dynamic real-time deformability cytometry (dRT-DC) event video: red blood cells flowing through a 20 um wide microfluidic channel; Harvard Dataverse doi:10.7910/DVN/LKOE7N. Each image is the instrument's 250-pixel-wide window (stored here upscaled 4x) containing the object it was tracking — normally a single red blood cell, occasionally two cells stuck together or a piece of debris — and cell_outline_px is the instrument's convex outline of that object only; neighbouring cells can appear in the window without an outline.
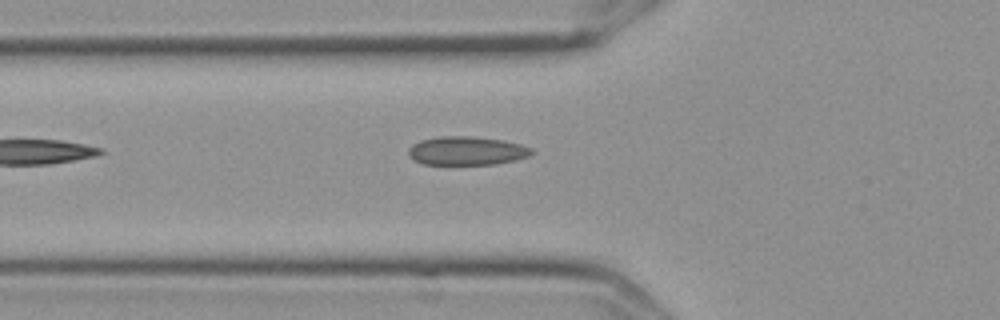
{"species": "Egyptian fruit bat (a non-hibernating species)", "species_latin": "Rousettus aegyptiacus", "temperature_condition": "cold", "stored_images_in_passage": 9, "camera_frame_rate_fps": 3000, "um_per_image_px": 0.085, "frame": {"image": 1, "passage_image": 2, "time_ms": 0.333, "image_size_px": [1000, 320], "cell_outline_px": [[536, 152], [528, 156], [516, 160], [496, 164], [424, 164], [412, 160], [408, 156], [408, 148], [412, 144], [420, 140], [440, 136], [472, 136], [504, 140], [520, 144], [532, 148]], "centroid_in_image_um": [39.67, 12.81], "position_along_channel_um": 86.1, "area_um2": 20.81}}